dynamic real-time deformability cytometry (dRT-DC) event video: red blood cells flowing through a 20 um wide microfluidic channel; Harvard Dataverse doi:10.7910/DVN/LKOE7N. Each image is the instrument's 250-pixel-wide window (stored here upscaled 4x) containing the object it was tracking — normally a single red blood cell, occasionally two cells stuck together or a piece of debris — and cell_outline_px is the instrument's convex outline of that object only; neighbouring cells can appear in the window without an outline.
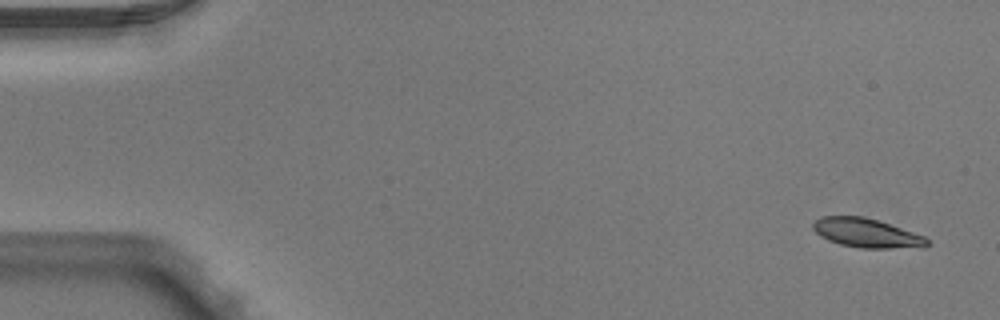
{"species": "Egyptian fruit bat (a non-hibernating species)", "species_latin": "Rousettus aegyptiacus", "temperature_condition": "warm", "stored_images_in_passage": 4, "camera_frame_rate_fps": 3000, "um_per_image_px": 0.085, "animal": {"sex": "male"}, "frame": {"image": 1, "passage_image": 1, "time_ms": 0.0, "image_size_px": [1000, 320], "cell_outline_px": [[928, 244], [924, 248], [860, 248], [840, 244], [828, 240], [820, 236], [812, 228], [812, 224], [820, 216], [864, 216], [924, 236], [928, 240]], "centroid_in_image_um": [73.64, 19.81], "position_along_channel_um": 11.4, "area_um2": 19.25}}
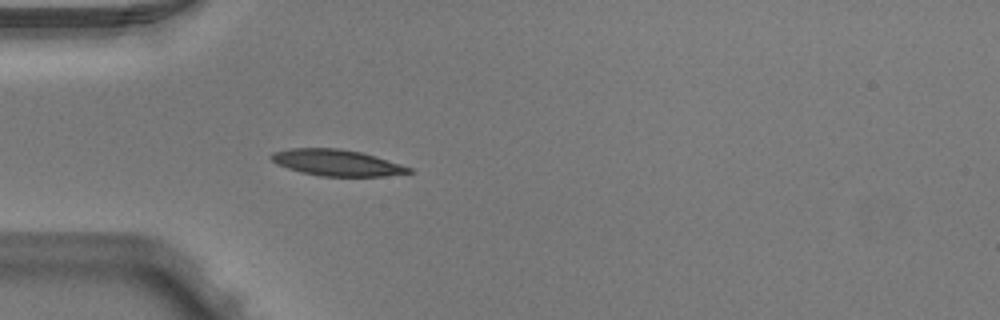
{"frame": {"image": 2, "passage_image": 4, "time_ms": 1.0, "image_size_px": [1000, 320], "cell_outline_px": [[412, 172], [384, 176], [320, 176], [300, 172], [276, 164], [268, 156], [272, 152], [292, 148], [336, 148], [360, 152], [376, 156], [412, 168]], "centroid_in_image_um": [28.58, 13.83], "position_along_channel_um": 56.4, "area_um2": 20.98}}